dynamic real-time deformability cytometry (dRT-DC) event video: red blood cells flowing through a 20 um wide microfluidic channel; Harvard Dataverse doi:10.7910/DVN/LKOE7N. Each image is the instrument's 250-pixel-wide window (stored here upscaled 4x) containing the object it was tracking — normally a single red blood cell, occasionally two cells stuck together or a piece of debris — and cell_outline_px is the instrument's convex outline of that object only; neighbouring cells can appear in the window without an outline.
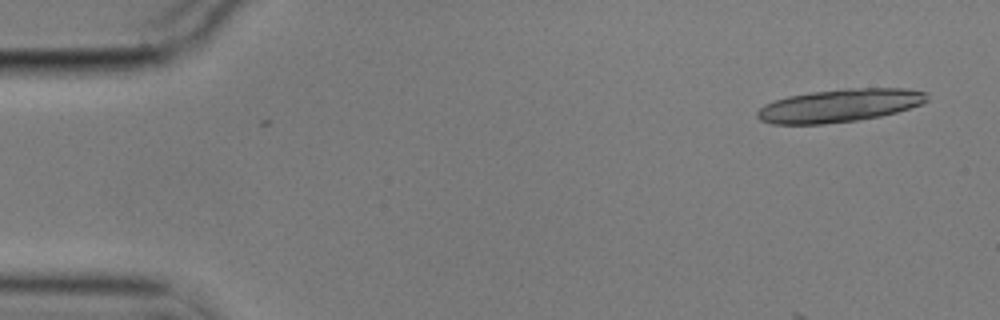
{"species": "common noctule bat (a hibernating species)", "species_latin": "Nyctalus noctula", "temperature_condition": "cold", "stored_images_in_passage": 3, "camera_frame_rate_fps": 3000, "um_per_image_px": 0.085, "animal": {"sex": "male", "body_mass_g": 17.9}, "frame": {"image": 1, "passage_image": 3, "time_ms": 0.667, "image_size_px": [1000, 320], "cell_outline_px": [[928, 100], [924, 104], [896, 112], [880, 116], [856, 120], [824, 124], [772, 124], [760, 120], [756, 116], [756, 112], [764, 104], [788, 96], [812, 92], [848, 88], [908, 88], [928, 92]], "centroid_in_image_um": [71.4, 8.97], "position_along_channel_um": 13.6, "area_um2": 32.77}}